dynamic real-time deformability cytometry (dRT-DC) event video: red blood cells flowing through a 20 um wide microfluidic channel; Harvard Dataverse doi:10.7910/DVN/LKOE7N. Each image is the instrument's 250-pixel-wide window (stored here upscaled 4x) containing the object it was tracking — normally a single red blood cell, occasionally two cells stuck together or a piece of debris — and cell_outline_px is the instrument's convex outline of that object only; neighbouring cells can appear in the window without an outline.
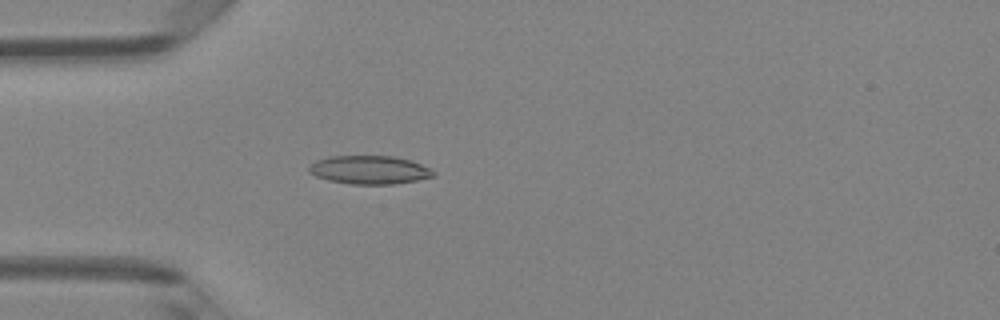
{"species": "Egyptian fruit bat (a non-hibernating species)", "species_latin": "Rousettus aegyptiacus", "temperature_condition": "room temperature", "stored_images_in_passage": 4, "camera_frame_rate_fps": 3000, "um_per_image_px": 0.085, "animal": {"sex": "female"}, "frame": {"image": 1, "passage_image": 4, "time_ms": 1.0, "image_size_px": [1000, 320], "cell_outline_px": [[436, 176], [396, 184], [352, 184], [328, 180], [316, 176], [308, 172], [308, 168], [316, 160], [328, 156], [392, 156], [408, 160], [420, 164], [436, 172]], "centroid_in_image_um": [31.39, 14.44], "position_along_channel_um": 53.6, "area_um2": 20.52}}